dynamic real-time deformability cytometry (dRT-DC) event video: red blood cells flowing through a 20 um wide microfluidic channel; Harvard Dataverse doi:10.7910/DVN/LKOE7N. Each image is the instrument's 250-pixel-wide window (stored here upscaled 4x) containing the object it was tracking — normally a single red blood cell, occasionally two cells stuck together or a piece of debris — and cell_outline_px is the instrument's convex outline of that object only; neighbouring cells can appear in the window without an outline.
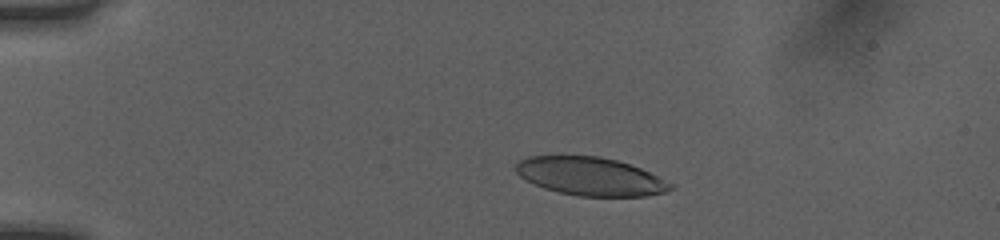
{"species": "human", "species_latin": "Homo sapiens", "temperature_condition": "room temperature", "stored_images_in_passage": 50, "camera_frame_rate_fps": 3000, "um_per_image_px": 0.085, "donor": {"sex": "female"}, "frame": {"image": 1, "passage_image": 10, "time_ms": 3.0, "image_size_px": [1000, 240], "cell_outline_px": [[676, 188], [664, 192], [644, 196], [580, 196], [560, 192], [544, 188], [520, 176], [516, 172], [516, 164], [520, 160], [528, 156], [600, 156], [616, 160], [640, 168], [676, 184]], "centroid_in_image_um": [50.24, 14.99], "position_along_channel_um": 34.8, "area_um2": 34.28}}
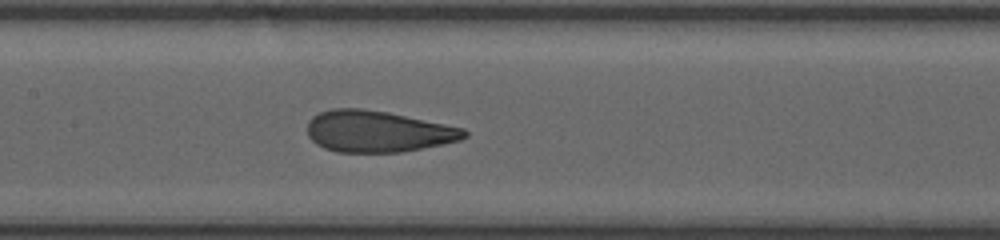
{"frame": {"image": 2, "passage_image": 25, "time_ms": 8.0, "image_size_px": [1000, 240], "cell_outline_px": [[468, 136], [460, 140], [444, 144], [400, 152], [336, 152], [324, 148], [316, 144], [308, 136], [308, 120], [312, 116], [320, 112], [332, 108], [360, 108], [388, 112], [464, 128], [468, 132]], "centroid_in_image_um": [32.1, 11.17], "position_along_channel_um": 175.3, "area_um2": 37.97}}
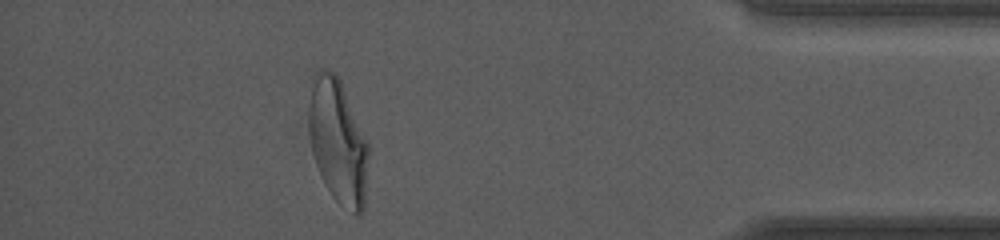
{"frame": {"image": 3, "passage_image": 45, "time_ms": 14.667, "image_size_px": [1000, 240], "cell_outline_px": [[368, 156], [364, 208], [360, 216], [356, 216], [340, 204], [332, 196], [324, 184], [316, 164], [312, 152], [308, 132], [308, 116], [312, 76], [320, 68], [324, 68], [332, 72], [340, 80], [368, 144]], "centroid_in_image_um": [28.7, 12.05], "position_along_channel_um": 406.5, "area_um2": 43.18}, "authors_computed_cell_mechanics": {"area_um2": 37.9168, "velocity_mm_per_s": 4.0544, "shape_relaxation_time_tau1_ms": 6.4117, "shape_relaxation_time_tau2_ms": 0.9202, "deformation_change_tau1": 0.2252, "deformation_change_tau2": 0.0956}}